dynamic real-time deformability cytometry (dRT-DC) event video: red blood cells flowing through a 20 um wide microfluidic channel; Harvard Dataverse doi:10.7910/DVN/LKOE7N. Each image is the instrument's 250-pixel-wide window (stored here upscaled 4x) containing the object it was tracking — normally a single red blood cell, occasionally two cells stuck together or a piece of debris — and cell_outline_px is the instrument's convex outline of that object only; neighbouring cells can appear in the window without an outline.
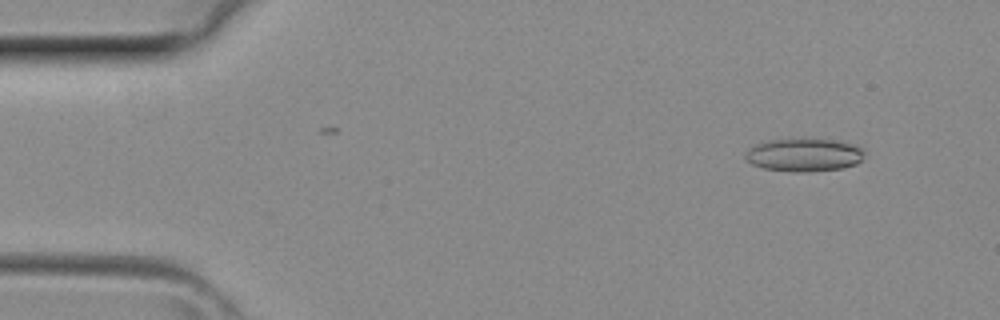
{"species": "common noctule bat (a hibernating species)", "species_latin": "Nyctalus noctula", "temperature_condition": "room temperature", "stored_images_in_passage": 2, "camera_frame_rate_fps": 3000, "um_per_image_px": 0.085, "animal": {"sex": "female", "body_mass_g": 29.2, "forearm_length_mm": 56.3}, "frame": {"image": 1, "passage_image": 2, "time_ms": 0.333, "image_size_px": [1000, 320], "cell_outline_px": [[864, 156], [856, 164], [844, 168], [804, 172], [796, 172], [764, 168], [752, 164], [744, 160], [744, 152], [752, 144], [764, 140], [808, 136], [840, 140], [856, 144], [864, 148]], "centroid_in_image_um": [68.32, 13.1], "position_along_channel_um": 16.7, "area_um2": 24.28}}